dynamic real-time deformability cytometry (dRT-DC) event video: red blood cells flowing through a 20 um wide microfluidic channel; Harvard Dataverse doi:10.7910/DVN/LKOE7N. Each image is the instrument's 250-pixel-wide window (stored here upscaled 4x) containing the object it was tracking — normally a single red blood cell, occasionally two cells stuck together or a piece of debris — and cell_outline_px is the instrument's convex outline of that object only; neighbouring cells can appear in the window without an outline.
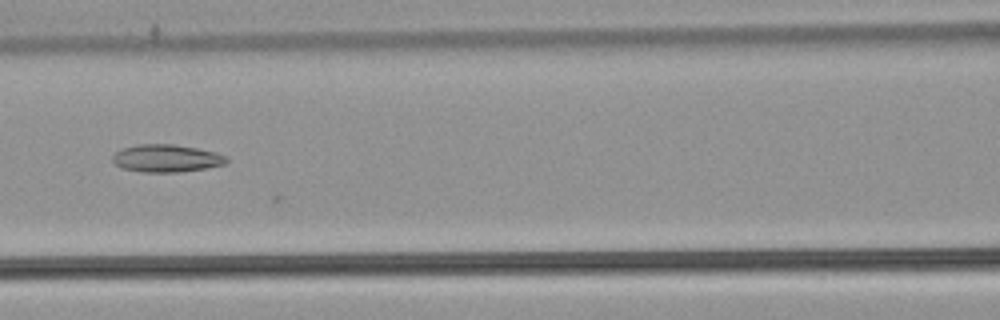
{"species": "common noctule bat (a hibernating species)", "species_latin": "Nyctalus noctula", "temperature_condition": "warm", "stored_images_in_passage": 18, "camera_frame_rate_fps": 3000, "um_per_image_px": 0.085, "animal": {"sex": "male", "body_mass_g": 21.5, "forearm_length_mm": 52.0}, "frame": {"image": 1, "passage_image": 10, "time_ms": 3.0, "image_size_px": [1000, 320], "cell_outline_px": [[228, 160], [224, 164], [204, 168], [176, 172], [144, 172], [120, 168], [112, 160], [112, 156], [120, 148], [136, 144], [172, 144], [196, 148], [216, 152], [228, 156]], "centroid_in_image_um": [14.11, 13.44], "position_along_channel_um": 152.5, "area_um2": 18.32}}
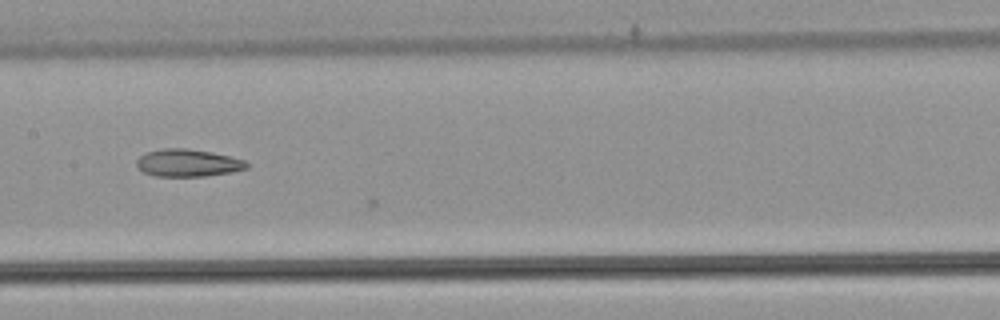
{"frame": {"image": 2, "passage_image": 13, "time_ms": 4.0, "image_size_px": [1000, 320], "cell_outline_px": [[248, 168], [232, 172], [204, 176], [156, 176], [144, 172], [136, 164], [136, 160], [140, 156], [148, 152], [160, 148], [188, 148], [212, 152], [244, 160], [248, 164]], "centroid_in_image_um": [15.97, 13.84], "position_along_channel_um": 191.4, "area_um2": 17.51}}
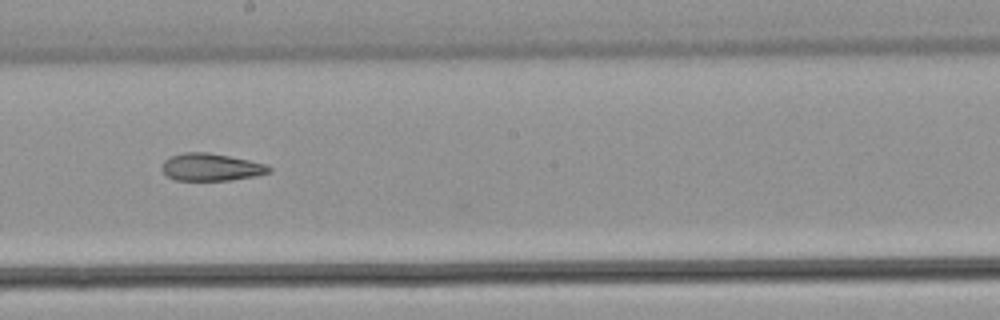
{"frame": {"image": 3, "passage_image": 16, "time_ms": 5.0, "image_size_px": [1000, 320], "cell_outline_px": [[272, 172], [256, 176], [232, 180], [176, 180], [168, 176], [160, 168], [164, 160], [168, 156], [184, 152], [208, 152], [268, 164], [272, 168]], "centroid_in_image_um": [17.95, 14.2], "position_along_channel_um": 230.2, "area_um2": 17.28}}